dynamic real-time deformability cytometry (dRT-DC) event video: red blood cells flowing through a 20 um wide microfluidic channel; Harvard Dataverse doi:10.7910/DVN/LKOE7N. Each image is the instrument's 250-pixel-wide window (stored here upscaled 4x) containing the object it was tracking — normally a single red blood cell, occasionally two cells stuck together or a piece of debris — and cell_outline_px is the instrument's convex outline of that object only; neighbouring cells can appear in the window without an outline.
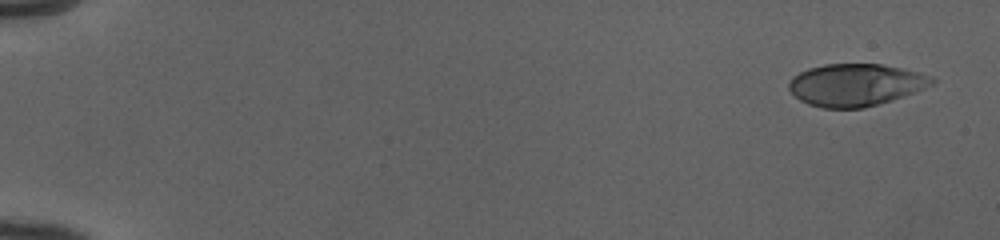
{"species": "human", "species_latin": "Homo sapiens", "temperature_condition": "cold", "stored_images_in_passage": 51, "camera_frame_rate_fps": 3000, "um_per_image_px": 0.085, "donor": {"sex": "female"}, "frame": {"image": 1, "passage_image": 1, "time_ms": 0.0, "image_size_px": [1000, 240], "cell_outline_px": [[936, 80], [932, 84], [924, 88], [864, 108], [820, 108], [808, 104], [800, 100], [788, 88], [788, 84], [792, 76], [808, 68], [824, 64], [880, 64], [900, 68], [916, 72], [928, 76]], "centroid_in_image_um": [72.64, 7.21], "position_along_channel_um": 12.4, "area_um2": 34.68}}
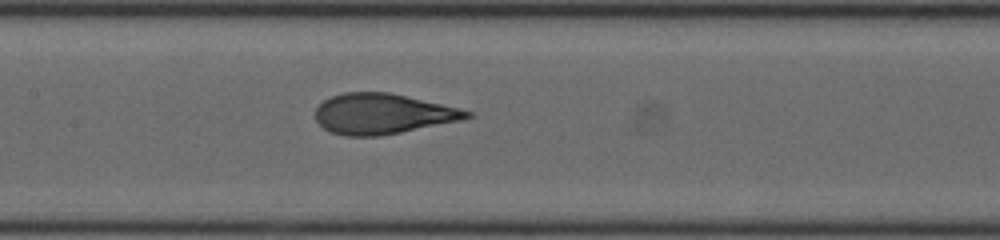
{"frame": {"image": 2, "passage_image": 26, "time_ms": 8.333, "image_size_px": [1000, 240], "cell_outline_px": [[476, 116], [464, 120], [380, 136], [344, 136], [332, 132], [324, 128], [316, 120], [316, 108], [324, 100], [332, 96], [344, 92], [388, 92], [460, 108], [472, 112]], "centroid_in_image_um": [32.56, 9.68], "position_along_channel_um": 174.8, "area_um2": 35.66}}
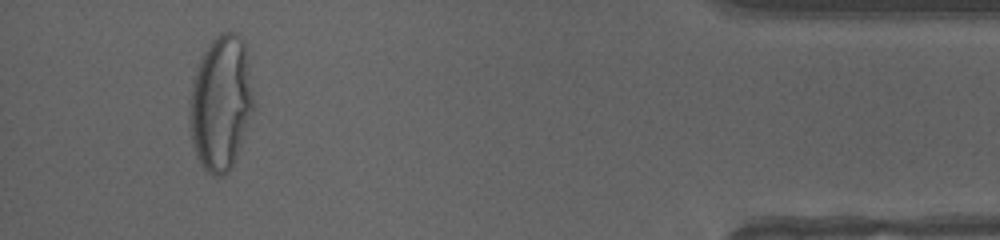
{"frame": {"image": 3, "passage_image": 48, "time_ms": 15.667, "image_size_px": [1000, 240], "cell_outline_px": [[256, 104], [232, 164], [228, 172], [224, 176], [212, 176], [200, 164], [196, 156], [192, 144], [188, 116], [192, 80], [196, 68], [204, 52], [212, 40], [220, 32], [232, 32], [240, 36], [244, 40]], "centroid_in_image_um": [18.77, 8.74], "position_along_channel_um": 416.4, "area_um2": 50.58}, "authors_computed_cell_mechanics": {"area_um2": 35.4892, "velocity_mm_per_s": 4.0065, "shape_relaxation_time_tau1_ms": 5.2098, "shape_relaxation_time_tau2_ms": null, "deformation_change_tau1": 0.2477, "deformation_change_tau2": null}}